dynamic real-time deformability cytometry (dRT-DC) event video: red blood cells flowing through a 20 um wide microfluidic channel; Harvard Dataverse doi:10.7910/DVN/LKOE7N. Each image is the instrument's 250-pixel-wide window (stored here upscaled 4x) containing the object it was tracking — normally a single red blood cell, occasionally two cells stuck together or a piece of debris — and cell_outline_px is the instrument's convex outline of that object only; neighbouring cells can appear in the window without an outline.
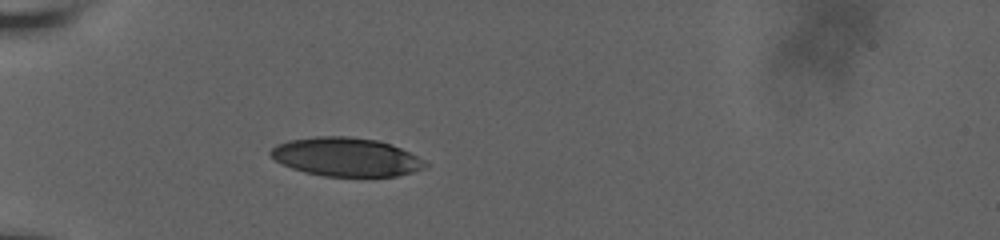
{"species": "human", "species_latin": "Homo sapiens", "temperature_condition": "room temperature", "stored_images_in_passage": 38, "camera_frame_rate_fps": 3000, "um_per_image_px": 0.085, "donor": {"sex": "male"}, "frame": {"image": 1, "passage_image": 1, "time_ms": 0.0, "image_size_px": [1000, 240], "cell_outline_px": [[428, 164], [424, 168], [412, 172], [396, 176], [324, 176], [304, 172], [292, 168], [276, 160], [268, 152], [276, 144], [288, 140], [316, 136], [348, 136], [376, 140], [400, 148], [424, 160]], "centroid_in_image_um": [29.39, 13.34], "position_along_channel_um": 55.6, "area_um2": 34.56}}
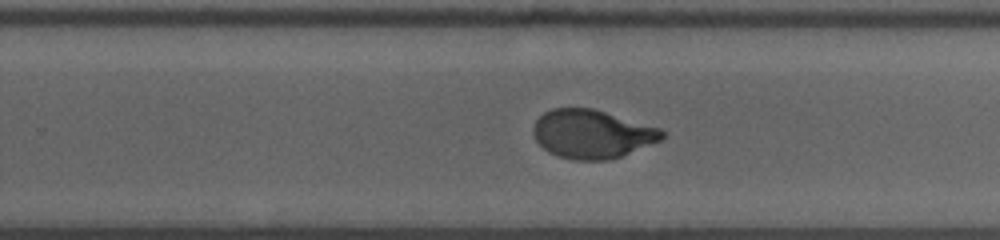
{"frame": {"image": 2, "passage_image": 20, "time_ms": 6.667, "image_size_px": [1000, 240], "cell_outline_px": [[668, 132], [660, 140], [620, 156], [608, 160], [572, 160], [556, 156], [548, 152], [536, 140], [532, 132], [532, 128], [536, 120], [544, 112], [552, 108], [592, 108], [660, 128]], "centroid_in_image_um": [50.29, 11.39], "position_along_channel_um": 279.5, "area_um2": 36.36}}
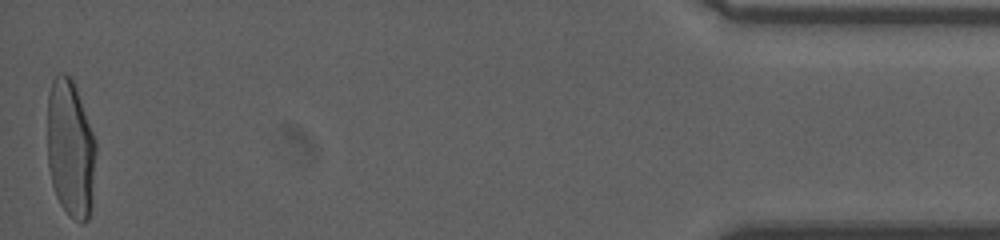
{"frame": {"image": 3, "passage_image": 38, "time_ms": 13.0, "image_size_px": [1000, 240], "cell_outline_px": [[96, 152], [92, 200], [88, 220], [80, 224], [68, 216], [60, 204], [56, 196], [52, 184], [48, 164], [48, 96], [52, 80], [56, 76], [64, 72], [72, 76], [96, 140]], "centroid_in_image_um": [6.0, 12.65], "position_along_channel_um": 429.2, "area_um2": 39.42}, "authors_computed_cell_mechanics": {"area_um2": 37.4833, "velocity_mm_per_s": 3.6402, "shape_relaxation_time_tau1_ms": 4.4647, "shape_relaxation_time_tau2_ms": 0.7536, "deformation_change_tau1": 0.195, "deformation_change_tau2": 0.0531}}